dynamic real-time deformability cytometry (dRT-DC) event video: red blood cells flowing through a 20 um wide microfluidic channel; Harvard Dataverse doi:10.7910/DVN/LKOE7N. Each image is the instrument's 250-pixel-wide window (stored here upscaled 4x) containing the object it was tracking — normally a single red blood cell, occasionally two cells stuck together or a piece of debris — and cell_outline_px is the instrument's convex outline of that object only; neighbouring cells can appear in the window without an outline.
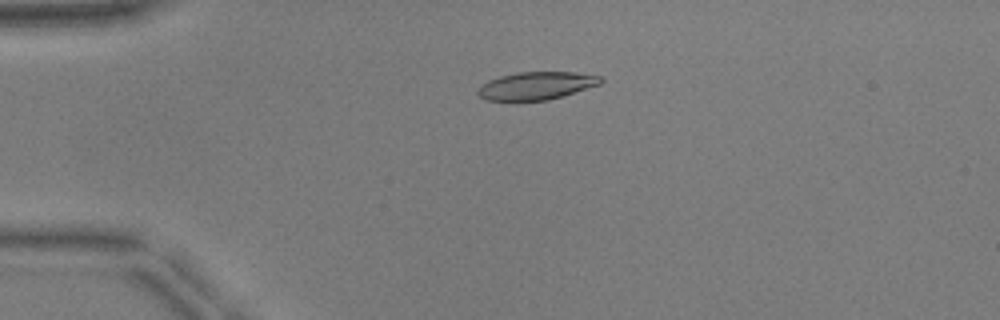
{"species": "common noctule bat (a hibernating species)", "species_latin": "Nyctalus noctula", "temperature_condition": "warm", "stored_images_in_passage": 52, "camera_frame_rate_fps": 3000, "um_per_image_px": 0.085, "animal": {"sex": "male", "body_mass_g": 17.9, "forearm_length_mm": 54.2}, "frame": {"image": 1, "passage_image": 13, "time_ms": 4.0, "image_size_px": [1000, 320], "cell_outline_px": [[604, 80], [600, 84], [548, 100], [516, 104], [484, 100], [476, 92], [480, 84], [488, 80], [500, 76], [516, 72], [576, 72], [604, 76]], "centroid_in_image_um": [45.5, 7.33], "position_along_channel_um": 39.5, "area_um2": 20.87}}
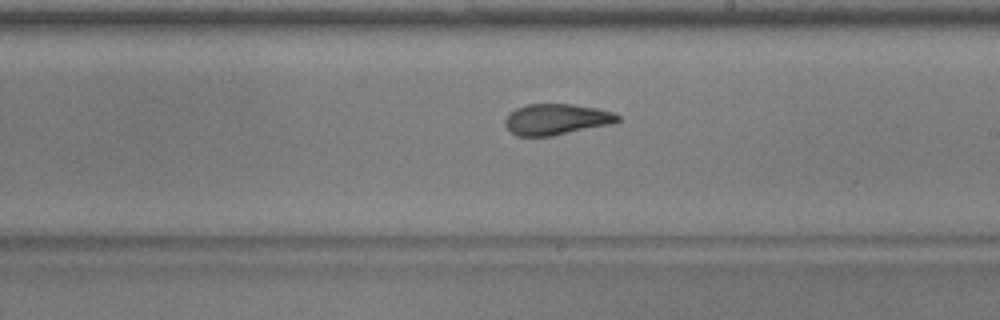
{"frame": {"image": 2, "passage_image": 31, "time_ms": 10.0, "image_size_px": [1000, 320], "cell_outline_px": [[620, 120], [612, 124], [552, 136], [516, 136], [504, 124], [504, 120], [508, 112], [516, 108], [528, 104], [572, 104], [596, 108], [612, 112], [620, 116]], "centroid_in_image_um": [47.27, 10.14], "position_along_channel_um": 241.7, "area_um2": 20.4}}
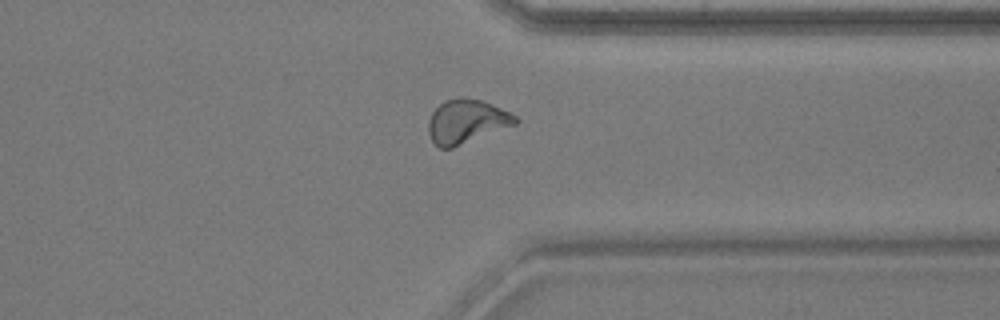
{"frame": {"image": 3, "passage_image": 41, "time_ms": 13.333, "image_size_px": [1000, 320], "cell_outline_px": [[520, 120], [516, 124], [452, 148], [440, 148], [432, 140], [428, 132], [428, 120], [432, 112], [444, 100], [460, 96], [464, 96], [484, 100], [516, 116]], "centroid_in_image_um": [39.64, 10.3], "position_along_channel_um": 371.8, "area_um2": 22.31}, "authors_computed_cell_mechanics": {"area_um2": 20.5768, "velocity_mm_per_s": 3.9321, "shape_relaxation_time_tau1_ms": 5.9186, "shape_relaxation_time_tau2_ms": 1.1831, "deformation_change_tau1": 0.2299, "deformation_change_tau2": 0.0862}}